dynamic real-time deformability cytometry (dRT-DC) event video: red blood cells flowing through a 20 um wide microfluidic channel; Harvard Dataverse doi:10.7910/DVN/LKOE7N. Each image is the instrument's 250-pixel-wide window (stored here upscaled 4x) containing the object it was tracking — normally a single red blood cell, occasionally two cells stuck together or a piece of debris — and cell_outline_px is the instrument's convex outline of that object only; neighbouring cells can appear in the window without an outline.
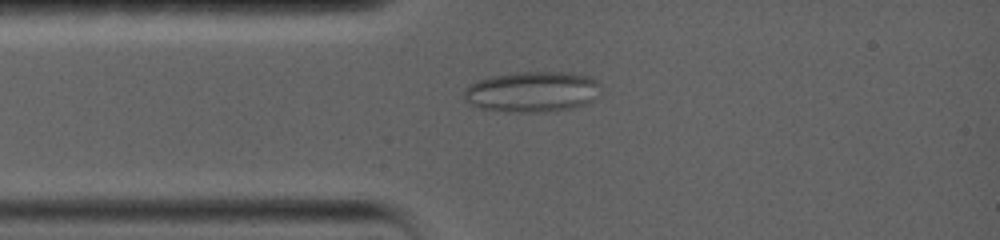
{"species": "common noctule bat (a hibernating species)", "species_latin": "Nyctalus noctula", "temperature_condition": "warm", "stored_images_in_passage": 50, "camera_frame_rate_fps": 5000, "um_per_image_px": 0.085, "animal": {"sex": "female", "body_mass_g": 19.0, "forearm_length_mm": 56.7}, "frame": {"image": 1, "passage_image": 6, "time_ms": 2.8, "image_size_px": [1000, 240], "cell_outline_px": [[600, 96], [588, 104], [572, 108], [544, 112], [504, 112], [484, 108], [472, 104], [464, 100], [464, 88], [476, 80], [492, 76], [516, 72], [568, 72], [592, 76], [600, 84]], "centroid_in_image_um": [45.29, 7.79], "position_along_channel_um": 39.7, "area_um2": 32.89}}
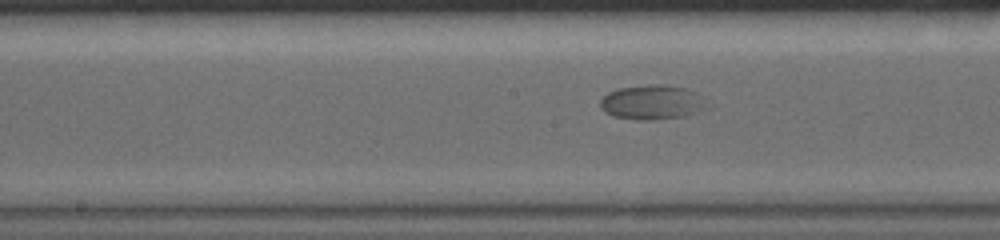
{"frame": {"image": 2, "passage_image": 19, "time_ms": 7.4, "image_size_px": [1000, 240], "cell_outline_px": [[716, 104], [712, 108], [684, 116], [652, 120], [640, 120], [612, 116], [604, 112], [600, 108], [600, 100], [608, 92], [620, 88], [648, 84], [660, 84], [688, 88], [704, 96]], "centroid_in_image_um": [55.57, 8.69], "position_along_channel_um": 192.6, "area_um2": 22.31}}
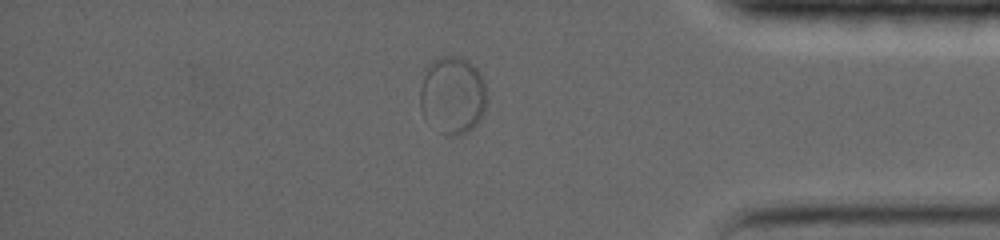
{"frame": {"image": 3, "passage_image": 38, "time_ms": 14.0, "image_size_px": [1000, 240], "cell_outline_px": [[488, 100], [484, 112], [480, 120], [468, 132], [460, 136], [448, 136], [440, 132], [424, 120], [420, 108], [420, 88], [424, 76], [432, 60], [444, 56], [460, 56], [468, 60], [480, 72], [484, 80]], "centroid_in_image_um": [38.49, 8.13], "position_along_channel_um": 396.7, "area_um2": 30.81}, "authors_computed_cell_mechanics": {"area_um2": 27.4261, "velocity_mm_per_s": 3.4168, "shape_relaxation_time_tau1_ms": 5.1533, "shape_relaxation_time_tau2_ms": null, "deformation_change_tau1": 0.0738, "deformation_change_tau2": null}}